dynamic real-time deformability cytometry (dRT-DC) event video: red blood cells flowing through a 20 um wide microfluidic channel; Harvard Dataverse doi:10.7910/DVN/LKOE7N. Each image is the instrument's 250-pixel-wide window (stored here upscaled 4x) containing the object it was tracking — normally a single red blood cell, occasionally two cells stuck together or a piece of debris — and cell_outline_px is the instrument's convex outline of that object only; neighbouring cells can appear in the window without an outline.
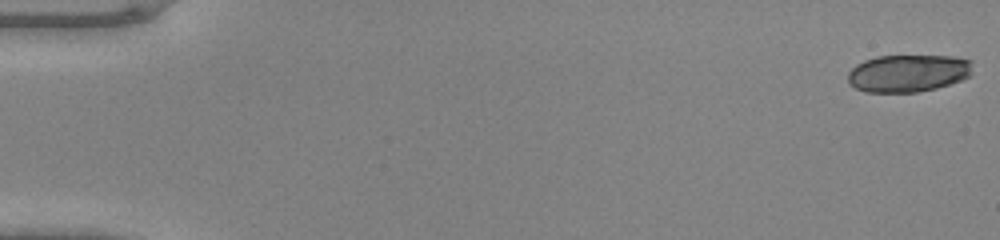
{"species": "common noctule bat (a hibernating species)", "species_latin": "Nyctalus noctula", "temperature_condition": "warm", "stored_images_in_passage": 18, "camera_frame_rate_fps": 3000, "um_per_image_px": 0.085, "animal": {"sex": "male", "body_mass_g": 20.0, "forearm_length_mm": 53.3}, "frame": {"image": 1, "passage_image": 1, "time_ms": 0.0, "image_size_px": [1000, 240], "cell_outline_px": [[972, 72], [968, 76], [960, 80], [936, 88], [916, 92], [864, 92], [848, 84], [848, 72], [856, 64], [864, 60], [880, 56], [952, 56], [972, 60]], "centroid_in_image_um": [77.17, 6.22], "position_along_channel_um": 7.8, "area_um2": 27.22}}
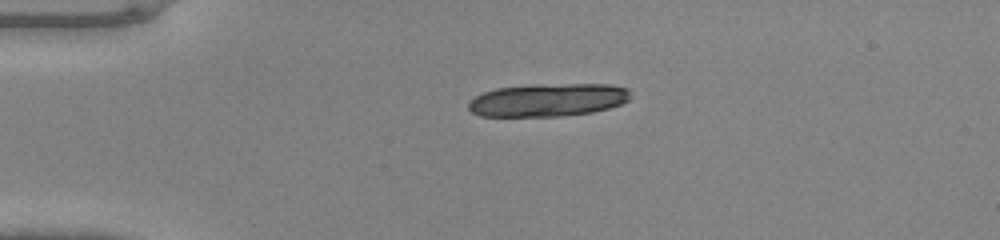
{"frame": {"image": 2, "passage_image": 12, "time_ms": 3.667, "image_size_px": [1000, 240], "cell_outline_px": [[628, 100], [620, 104], [608, 108], [592, 112], [560, 116], [480, 116], [472, 112], [468, 108], [468, 100], [484, 92], [496, 88], [532, 84], [608, 84], [628, 88]], "centroid_in_image_um": [46.53, 8.49], "position_along_channel_um": 38.5, "area_um2": 31.15}}